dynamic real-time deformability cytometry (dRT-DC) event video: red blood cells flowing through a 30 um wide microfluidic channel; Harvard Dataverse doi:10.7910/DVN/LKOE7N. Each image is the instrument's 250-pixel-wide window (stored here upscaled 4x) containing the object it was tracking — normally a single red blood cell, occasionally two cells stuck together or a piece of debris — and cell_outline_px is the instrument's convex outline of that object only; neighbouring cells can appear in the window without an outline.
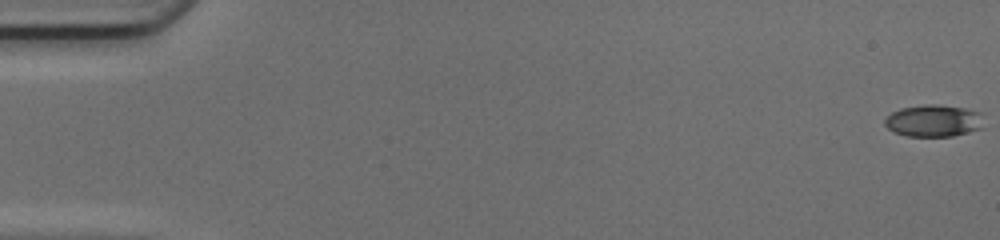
{"species": "common noctule bat (a hibernating species)", "species_latin": "Nyctalus noctula", "temperature_condition": "cold", "stored_images_in_passage": 50, "camera_frame_rate_fps": 3000, "um_per_image_px": 0.085, "animal": {"sex": "female", "body_mass_g": 17.0, "forearm_length_mm": 48.0}, "frame": {"image": 1, "passage_image": 1, "time_ms": 0.0, "image_size_px": [1000, 240], "cell_outline_px": [[980, 128], [952, 136], [908, 136], [892, 132], [884, 124], [884, 120], [892, 112], [900, 108], [924, 104], [936, 104], [964, 108], [980, 112]], "centroid_in_image_um": [79.27, 10.25], "position_along_channel_um": 5.7, "area_um2": 18.21}}
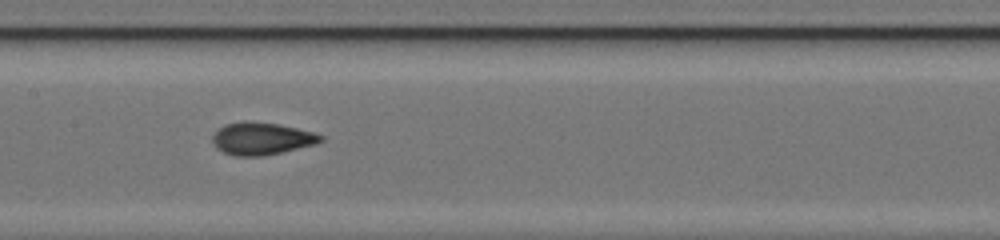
{"frame": {"image": 2, "passage_image": 26, "time_ms": 8.333, "image_size_px": [1000, 240], "cell_outline_px": [[324, 140], [316, 144], [264, 156], [236, 156], [224, 152], [216, 148], [212, 140], [212, 136], [216, 128], [224, 124], [244, 120], [280, 124], [312, 132], [324, 136]], "centroid_in_image_um": [22.2, 11.77], "position_along_channel_um": 185.2, "area_um2": 20.63}}
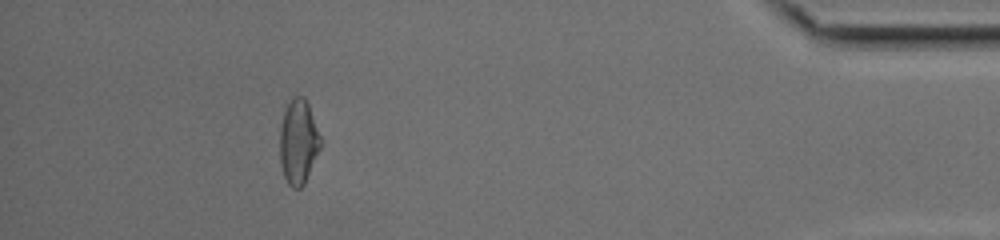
{"frame": {"image": 3, "passage_image": 46, "time_ms": 15.0, "image_size_px": [1000, 240], "cell_outline_px": [[320, 148], [304, 184], [300, 188], [292, 188], [288, 184], [284, 176], [280, 164], [280, 128], [284, 112], [292, 96], [304, 96], [308, 104], [320, 136]], "centroid_in_image_um": [25.34, 12.06], "position_along_channel_um": 409.9, "area_um2": 19.83}, "authors_computed_cell_mechanics": {"area_um2": 19.4497, "velocity_mm_per_s": 4.2161, "shape_relaxation_time_tau1_ms": 4.5861, "shape_relaxation_time_tau2_ms": 1.2523, "deformation_change_tau1": 0.1348, "deformation_change_tau2": 0.0492}}